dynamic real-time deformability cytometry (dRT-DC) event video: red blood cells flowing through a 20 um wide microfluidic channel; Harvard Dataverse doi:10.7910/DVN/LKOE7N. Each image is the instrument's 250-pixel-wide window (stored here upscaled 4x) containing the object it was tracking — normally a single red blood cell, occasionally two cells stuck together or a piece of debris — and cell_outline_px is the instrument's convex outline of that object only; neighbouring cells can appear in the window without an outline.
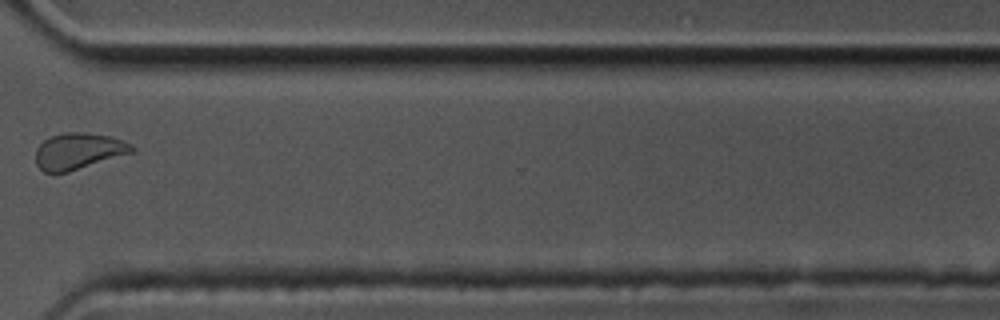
{"species": "common noctule bat (a hibernating species)", "species_latin": "Nyctalus noctula", "temperature_condition": "cold", "stored_images_in_passage": 16, "camera_frame_rate_fps": 3000, "um_per_image_px": 0.085, "animal": {"sex": "male", "body_mass_g": 17.5, "forearm_length_mm": 52.3}, "frame": {"image": 1, "passage_image": 13, "time_ms": 4.0, "image_size_px": [1000, 320], "cell_outline_px": [[136, 152], [68, 172], [44, 172], [36, 164], [36, 148], [44, 140], [52, 136], [68, 132], [84, 132], [112, 136], [132, 144], [136, 148]], "centroid_in_image_um": [6.73, 12.84], "position_along_channel_um": 363.9, "area_um2": 20.52}}